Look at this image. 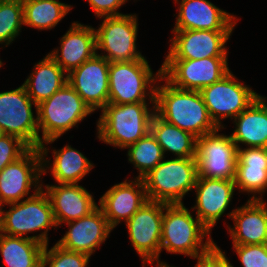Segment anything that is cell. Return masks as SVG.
Masks as SVG:
<instances>
[{
  "mask_svg": "<svg viewBox=\"0 0 267 267\" xmlns=\"http://www.w3.org/2000/svg\"><path fill=\"white\" fill-rule=\"evenodd\" d=\"M163 80L165 84L160 85ZM155 113L196 138L220 129L211 119L200 91L176 88L162 76L155 87Z\"/></svg>",
  "mask_w": 267,
  "mask_h": 267,
  "instance_id": "6da1fadb",
  "label": "cell"
},
{
  "mask_svg": "<svg viewBox=\"0 0 267 267\" xmlns=\"http://www.w3.org/2000/svg\"><path fill=\"white\" fill-rule=\"evenodd\" d=\"M193 216L184 203H164L160 253L164 249L197 260L216 245L211 232Z\"/></svg>",
  "mask_w": 267,
  "mask_h": 267,
  "instance_id": "7a4b0ae2",
  "label": "cell"
},
{
  "mask_svg": "<svg viewBox=\"0 0 267 267\" xmlns=\"http://www.w3.org/2000/svg\"><path fill=\"white\" fill-rule=\"evenodd\" d=\"M101 112L96 122L97 138L107 145L126 149L150 132L155 102L108 103Z\"/></svg>",
  "mask_w": 267,
  "mask_h": 267,
  "instance_id": "3957f363",
  "label": "cell"
},
{
  "mask_svg": "<svg viewBox=\"0 0 267 267\" xmlns=\"http://www.w3.org/2000/svg\"><path fill=\"white\" fill-rule=\"evenodd\" d=\"M91 113L93 111L81 96L66 83L37 105L38 128L42 133L40 146L52 144Z\"/></svg>",
  "mask_w": 267,
  "mask_h": 267,
  "instance_id": "277c9868",
  "label": "cell"
},
{
  "mask_svg": "<svg viewBox=\"0 0 267 267\" xmlns=\"http://www.w3.org/2000/svg\"><path fill=\"white\" fill-rule=\"evenodd\" d=\"M198 177L196 157L163 159L142 179L148 200L183 204L184 196L194 189Z\"/></svg>",
  "mask_w": 267,
  "mask_h": 267,
  "instance_id": "5b68a950",
  "label": "cell"
},
{
  "mask_svg": "<svg viewBox=\"0 0 267 267\" xmlns=\"http://www.w3.org/2000/svg\"><path fill=\"white\" fill-rule=\"evenodd\" d=\"M9 205L4 210L3 234L35 240L43 245L49 244L48 231L57 228L54 220L52 205L44 188L34 192L20 202ZM40 234L28 236V233L40 231Z\"/></svg>",
  "mask_w": 267,
  "mask_h": 267,
  "instance_id": "8992f818",
  "label": "cell"
},
{
  "mask_svg": "<svg viewBox=\"0 0 267 267\" xmlns=\"http://www.w3.org/2000/svg\"><path fill=\"white\" fill-rule=\"evenodd\" d=\"M148 63L145 57L135 61L110 62L108 103L155 102V87L161 77V67L153 74Z\"/></svg>",
  "mask_w": 267,
  "mask_h": 267,
  "instance_id": "52a82bcc",
  "label": "cell"
},
{
  "mask_svg": "<svg viewBox=\"0 0 267 267\" xmlns=\"http://www.w3.org/2000/svg\"><path fill=\"white\" fill-rule=\"evenodd\" d=\"M100 19H103V22L98 29H95L96 50L104 52L98 55L109 62L135 61L144 58L136 45L139 25L136 14Z\"/></svg>",
  "mask_w": 267,
  "mask_h": 267,
  "instance_id": "ba28073f",
  "label": "cell"
},
{
  "mask_svg": "<svg viewBox=\"0 0 267 267\" xmlns=\"http://www.w3.org/2000/svg\"><path fill=\"white\" fill-rule=\"evenodd\" d=\"M231 70L228 57L203 59H165L161 76L172 86L182 90L201 91L221 80Z\"/></svg>",
  "mask_w": 267,
  "mask_h": 267,
  "instance_id": "9c48e42d",
  "label": "cell"
},
{
  "mask_svg": "<svg viewBox=\"0 0 267 267\" xmlns=\"http://www.w3.org/2000/svg\"><path fill=\"white\" fill-rule=\"evenodd\" d=\"M34 105L36 116L33 113ZM0 126L5 134L20 138L30 148H39L37 105L23 85L0 92Z\"/></svg>",
  "mask_w": 267,
  "mask_h": 267,
  "instance_id": "30bf717a",
  "label": "cell"
},
{
  "mask_svg": "<svg viewBox=\"0 0 267 267\" xmlns=\"http://www.w3.org/2000/svg\"><path fill=\"white\" fill-rule=\"evenodd\" d=\"M200 93L211 119L222 129L221 120H233L260 95L249 85L239 82L231 71L221 80L204 87Z\"/></svg>",
  "mask_w": 267,
  "mask_h": 267,
  "instance_id": "8fae6325",
  "label": "cell"
},
{
  "mask_svg": "<svg viewBox=\"0 0 267 267\" xmlns=\"http://www.w3.org/2000/svg\"><path fill=\"white\" fill-rule=\"evenodd\" d=\"M164 203L146 201L127 221L129 239L132 247L142 258V266L161 262L160 248Z\"/></svg>",
  "mask_w": 267,
  "mask_h": 267,
  "instance_id": "7c38bea8",
  "label": "cell"
},
{
  "mask_svg": "<svg viewBox=\"0 0 267 267\" xmlns=\"http://www.w3.org/2000/svg\"><path fill=\"white\" fill-rule=\"evenodd\" d=\"M42 159L39 148H30L18 160L0 172V203L6 205L31 197V188L38 192L42 186Z\"/></svg>",
  "mask_w": 267,
  "mask_h": 267,
  "instance_id": "4fadbf2b",
  "label": "cell"
},
{
  "mask_svg": "<svg viewBox=\"0 0 267 267\" xmlns=\"http://www.w3.org/2000/svg\"><path fill=\"white\" fill-rule=\"evenodd\" d=\"M215 132L197 138L198 176L234 180L237 146L231 136Z\"/></svg>",
  "mask_w": 267,
  "mask_h": 267,
  "instance_id": "5bb4252c",
  "label": "cell"
},
{
  "mask_svg": "<svg viewBox=\"0 0 267 267\" xmlns=\"http://www.w3.org/2000/svg\"><path fill=\"white\" fill-rule=\"evenodd\" d=\"M170 49L165 59H203L227 57L225 46L232 31L172 30Z\"/></svg>",
  "mask_w": 267,
  "mask_h": 267,
  "instance_id": "9a60e30c",
  "label": "cell"
},
{
  "mask_svg": "<svg viewBox=\"0 0 267 267\" xmlns=\"http://www.w3.org/2000/svg\"><path fill=\"white\" fill-rule=\"evenodd\" d=\"M109 61L96 53L67 74V83L95 112L103 109L109 99Z\"/></svg>",
  "mask_w": 267,
  "mask_h": 267,
  "instance_id": "2e32d148",
  "label": "cell"
},
{
  "mask_svg": "<svg viewBox=\"0 0 267 267\" xmlns=\"http://www.w3.org/2000/svg\"><path fill=\"white\" fill-rule=\"evenodd\" d=\"M195 215L211 232L218 220L227 211L236 189L234 180L197 177Z\"/></svg>",
  "mask_w": 267,
  "mask_h": 267,
  "instance_id": "e0dca14e",
  "label": "cell"
},
{
  "mask_svg": "<svg viewBox=\"0 0 267 267\" xmlns=\"http://www.w3.org/2000/svg\"><path fill=\"white\" fill-rule=\"evenodd\" d=\"M178 6L172 30L233 31L238 19L209 0H174Z\"/></svg>",
  "mask_w": 267,
  "mask_h": 267,
  "instance_id": "ac0fdd59",
  "label": "cell"
},
{
  "mask_svg": "<svg viewBox=\"0 0 267 267\" xmlns=\"http://www.w3.org/2000/svg\"><path fill=\"white\" fill-rule=\"evenodd\" d=\"M146 201L144 181L135 177L134 181L125 179L107 190L99 199L98 207L114 230L121 221L127 222Z\"/></svg>",
  "mask_w": 267,
  "mask_h": 267,
  "instance_id": "d6986e66",
  "label": "cell"
},
{
  "mask_svg": "<svg viewBox=\"0 0 267 267\" xmlns=\"http://www.w3.org/2000/svg\"><path fill=\"white\" fill-rule=\"evenodd\" d=\"M68 231L56 242L60 247L91 257L113 230L102 210L97 207L88 216L67 223Z\"/></svg>",
  "mask_w": 267,
  "mask_h": 267,
  "instance_id": "ffe728a7",
  "label": "cell"
},
{
  "mask_svg": "<svg viewBox=\"0 0 267 267\" xmlns=\"http://www.w3.org/2000/svg\"><path fill=\"white\" fill-rule=\"evenodd\" d=\"M42 188H46L57 227L88 216L98 207L93 195L79 184H47Z\"/></svg>",
  "mask_w": 267,
  "mask_h": 267,
  "instance_id": "44dd1931",
  "label": "cell"
},
{
  "mask_svg": "<svg viewBox=\"0 0 267 267\" xmlns=\"http://www.w3.org/2000/svg\"><path fill=\"white\" fill-rule=\"evenodd\" d=\"M234 222L228 225L233 245L267 244L266 200H248L244 205L227 213Z\"/></svg>",
  "mask_w": 267,
  "mask_h": 267,
  "instance_id": "7402d4cb",
  "label": "cell"
},
{
  "mask_svg": "<svg viewBox=\"0 0 267 267\" xmlns=\"http://www.w3.org/2000/svg\"><path fill=\"white\" fill-rule=\"evenodd\" d=\"M96 53L95 28L76 21L61 37L60 47L48 54L68 74Z\"/></svg>",
  "mask_w": 267,
  "mask_h": 267,
  "instance_id": "603a6c76",
  "label": "cell"
},
{
  "mask_svg": "<svg viewBox=\"0 0 267 267\" xmlns=\"http://www.w3.org/2000/svg\"><path fill=\"white\" fill-rule=\"evenodd\" d=\"M234 183L240 192L253 195L250 200H263L267 191V148L237 149Z\"/></svg>",
  "mask_w": 267,
  "mask_h": 267,
  "instance_id": "cb8c5ba5",
  "label": "cell"
},
{
  "mask_svg": "<svg viewBox=\"0 0 267 267\" xmlns=\"http://www.w3.org/2000/svg\"><path fill=\"white\" fill-rule=\"evenodd\" d=\"M49 149L45 146H39L42 159V175L48 173L50 169L54 180L58 184H78L95 167L83 153L72 148L69 144L59 150H52L54 159L51 164L47 160Z\"/></svg>",
  "mask_w": 267,
  "mask_h": 267,
  "instance_id": "d4e9b609",
  "label": "cell"
},
{
  "mask_svg": "<svg viewBox=\"0 0 267 267\" xmlns=\"http://www.w3.org/2000/svg\"><path fill=\"white\" fill-rule=\"evenodd\" d=\"M267 97L259 95L244 111L232 120L235 130L230 134L237 149L240 144L267 148Z\"/></svg>",
  "mask_w": 267,
  "mask_h": 267,
  "instance_id": "484cf974",
  "label": "cell"
},
{
  "mask_svg": "<svg viewBox=\"0 0 267 267\" xmlns=\"http://www.w3.org/2000/svg\"><path fill=\"white\" fill-rule=\"evenodd\" d=\"M22 84L32 101L39 105L67 83V73L49 56L33 66Z\"/></svg>",
  "mask_w": 267,
  "mask_h": 267,
  "instance_id": "4316f807",
  "label": "cell"
},
{
  "mask_svg": "<svg viewBox=\"0 0 267 267\" xmlns=\"http://www.w3.org/2000/svg\"><path fill=\"white\" fill-rule=\"evenodd\" d=\"M150 132L161 146L164 155L171 152L176 158L196 157L197 138L167 123L156 113L151 119Z\"/></svg>",
  "mask_w": 267,
  "mask_h": 267,
  "instance_id": "83f0119b",
  "label": "cell"
},
{
  "mask_svg": "<svg viewBox=\"0 0 267 267\" xmlns=\"http://www.w3.org/2000/svg\"><path fill=\"white\" fill-rule=\"evenodd\" d=\"M44 247L32 239L0 235V255L8 267H42Z\"/></svg>",
  "mask_w": 267,
  "mask_h": 267,
  "instance_id": "f1b7e54d",
  "label": "cell"
},
{
  "mask_svg": "<svg viewBox=\"0 0 267 267\" xmlns=\"http://www.w3.org/2000/svg\"><path fill=\"white\" fill-rule=\"evenodd\" d=\"M24 25L38 30H51L73 6L59 0H23Z\"/></svg>",
  "mask_w": 267,
  "mask_h": 267,
  "instance_id": "f546056e",
  "label": "cell"
},
{
  "mask_svg": "<svg viewBox=\"0 0 267 267\" xmlns=\"http://www.w3.org/2000/svg\"><path fill=\"white\" fill-rule=\"evenodd\" d=\"M127 150L128 162L137 168V178L141 179L165 158L161 146L151 132L128 146Z\"/></svg>",
  "mask_w": 267,
  "mask_h": 267,
  "instance_id": "4dcf8cb0",
  "label": "cell"
},
{
  "mask_svg": "<svg viewBox=\"0 0 267 267\" xmlns=\"http://www.w3.org/2000/svg\"><path fill=\"white\" fill-rule=\"evenodd\" d=\"M24 25L23 3L0 0V44L8 47L20 35Z\"/></svg>",
  "mask_w": 267,
  "mask_h": 267,
  "instance_id": "1f68e13d",
  "label": "cell"
},
{
  "mask_svg": "<svg viewBox=\"0 0 267 267\" xmlns=\"http://www.w3.org/2000/svg\"><path fill=\"white\" fill-rule=\"evenodd\" d=\"M45 245L42 256V267H89L90 256L66 250L55 243L51 249Z\"/></svg>",
  "mask_w": 267,
  "mask_h": 267,
  "instance_id": "d6a6232c",
  "label": "cell"
},
{
  "mask_svg": "<svg viewBox=\"0 0 267 267\" xmlns=\"http://www.w3.org/2000/svg\"><path fill=\"white\" fill-rule=\"evenodd\" d=\"M30 147L20 138L4 135L0 138V172L10 163L22 157Z\"/></svg>",
  "mask_w": 267,
  "mask_h": 267,
  "instance_id": "836d02e7",
  "label": "cell"
},
{
  "mask_svg": "<svg viewBox=\"0 0 267 267\" xmlns=\"http://www.w3.org/2000/svg\"><path fill=\"white\" fill-rule=\"evenodd\" d=\"M243 267H267V244L233 245Z\"/></svg>",
  "mask_w": 267,
  "mask_h": 267,
  "instance_id": "e575fe53",
  "label": "cell"
},
{
  "mask_svg": "<svg viewBox=\"0 0 267 267\" xmlns=\"http://www.w3.org/2000/svg\"><path fill=\"white\" fill-rule=\"evenodd\" d=\"M96 17L122 16L123 13L118 12L129 0H87Z\"/></svg>",
  "mask_w": 267,
  "mask_h": 267,
  "instance_id": "d590c367",
  "label": "cell"
},
{
  "mask_svg": "<svg viewBox=\"0 0 267 267\" xmlns=\"http://www.w3.org/2000/svg\"><path fill=\"white\" fill-rule=\"evenodd\" d=\"M194 267H234L225 252L217 244L205 255L197 259Z\"/></svg>",
  "mask_w": 267,
  "mask_h": 267,
  "instance_id": "8d00e7d4",
  "label": "cell"
},
{
  "mask_svg": "<svg viewBox=\"0 0 267 267\" xmlns=\"http://www.w3.org/2000/svg\"><path fill=\"white\" fill-rule=\"evenodd\" d=\"M4 204L0 203V235L3 234Z\"/></svg>",
  "mask_w": 267,
  "mask_h": 267,
  "instance_id": "74e56055",
  "label": "cell"
},
{
  "mask_svg": "<svg viewBox=\"0 0 267 267\" xmlns=\"http://www.w3.org/2000/svg\"><path fill=\"white\" fill-rule=\"evenodd\" d=\"M157 266L156 267H174V266H170L168 265L166 262H156Z\"/></svg>",
  "mask_w": 267,
  "mask_h": 267,
  "instance_id": "f35d334b",
  "label": "cell"
},
{
  "mask_svg": "<svg viewBox=\"0 0 267 267\" xmlns=\"http://www.w3.org/2000/svg\"><path fill=\"white\" fill-rule=\"evenodd\" d=\"M5 134L3 128L0 126V138L3 137Z\"/></svg>",
  "mask_w": 267,
  "mask_h": 267,
  "instance_id": "ab89813d",
  "label": "cell"
},
{
  "mask_svg": "<svg viewBox=\"0 0 267 267\" xmlns=\"http://www.w3.org/2000/svg\"><path fill=\"white\" fill-rule=\"evenodd\" d=\"M2 65H3V62H2V60L0 59V68H1Z\"/></svg>",
  "mask_w": 267,
  "mask_h": 267,
  "instance_id": "60d3db41",
  "label": "cell"
}]
</instances>
